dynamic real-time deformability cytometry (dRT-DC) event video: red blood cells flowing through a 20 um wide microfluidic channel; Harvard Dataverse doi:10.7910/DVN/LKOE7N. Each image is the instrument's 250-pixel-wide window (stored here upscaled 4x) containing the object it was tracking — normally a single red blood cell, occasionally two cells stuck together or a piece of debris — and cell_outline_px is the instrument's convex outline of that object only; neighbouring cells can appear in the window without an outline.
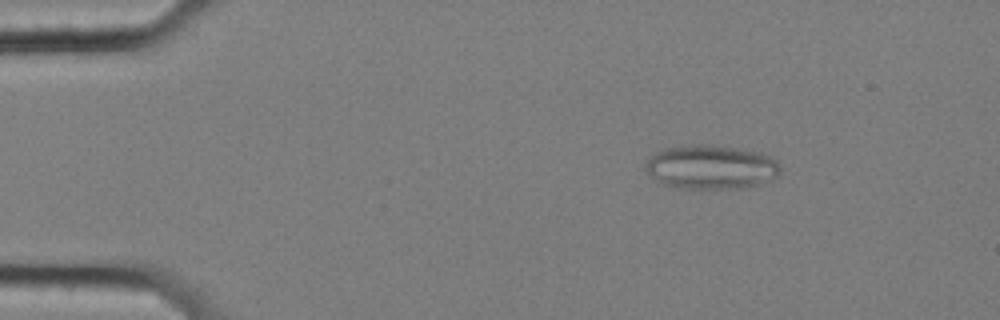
{"species": "common noctule bat (a hibernating species)", "species_latin": "Nyctalus noctula", "temperature_condition": "cold", "stored_images_in_passage": 58, "segment_of_instrument_passage": [1, 2], "camera_frame_rate_fps": 3000, "um_per_image_px": 0.085, "animal": {"sex": "female", "body_mass_g": 25.1}, "frame": {"image": 1, "passage_image": 9, "time_ms": 2.667, "image_size_px": [1000, 320], "cell_outline_px": [[780, 172], [772, 180], [740, 188], [676, 188], [664, 184], [648, 172], [644, 168], [644, 164], [656, 152], [668, 148], [688, 144], [708, 144], [736, 148], [756, 152], [768, 156], [776, 160], [780, 168]], "centroid_in_image_um": [60.43, 14.19], "position_along_channel_um": 24.6, "area_um2": 34.22}}